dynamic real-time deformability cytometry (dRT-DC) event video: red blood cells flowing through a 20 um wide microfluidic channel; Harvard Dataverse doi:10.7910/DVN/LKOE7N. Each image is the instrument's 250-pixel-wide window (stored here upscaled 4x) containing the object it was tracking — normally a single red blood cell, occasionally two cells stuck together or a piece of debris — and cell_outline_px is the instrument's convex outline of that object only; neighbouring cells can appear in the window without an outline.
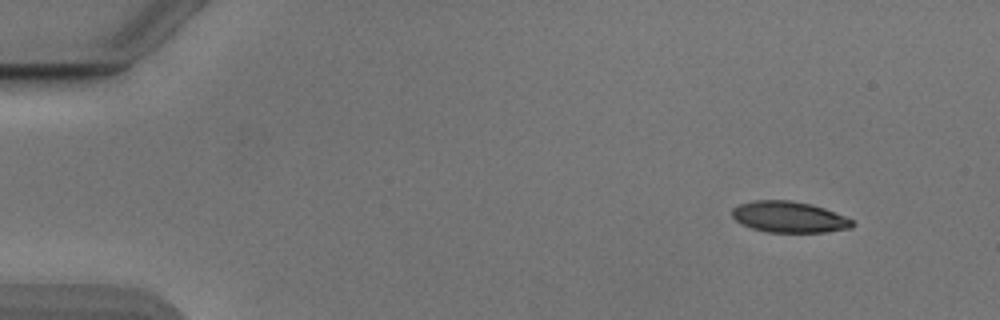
{"species": "Egyptian fruit bat (a non-hibernating species)", "species_latin": "Rousettus aegyptiacus", "temperature_condition": "cold", "stored_images_in_passage": 48, "camera_frame_rate_fps": 3000, "um_per_image_px": 0.085, "animal": {"sex": "male"}, "frame": {"image": 1, "passage_image": 1, "time_ms": 0.0, "image_size_px": [1000, 320], "cell_outline_px": [[856, 224], [852, 228], [824, 232], [768, 232], [752, 228], [740, 224], [732, 216], [732, 208], [740, 204], [752, 200], [792, 200], [812, 204], [824, 208], [844, 216], [852, 220]], "centroid_in_image_um": [67.07, 18.44], "position_along_channel_um": 17.9, "area_um2": 21.91}}
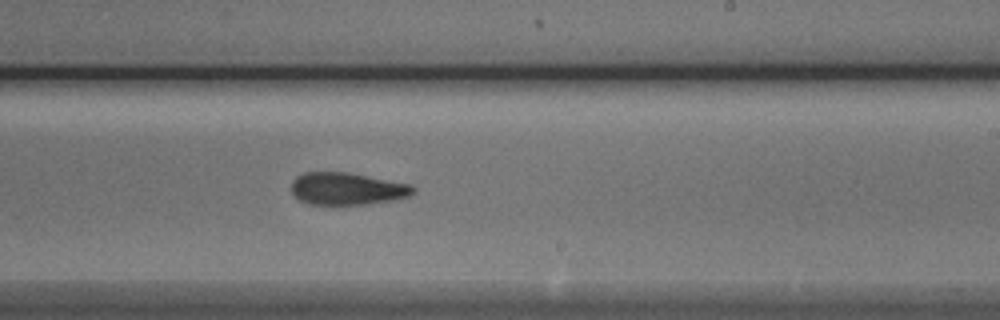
{"frame": {"image": 2, "passage_image": 28, "time_ms": 9.0, "image_size_px": [1000, 320], "cell_outline_px": [[416, 192], [408, 196], [392, 200], [368, 204], [308, 204], [300, 200], [292, 192], [292, 180], [296, 176], [304, 172], [348, 172], [412, 184], [416, 188]], "centroid_in_image_um": [29.53, 16.03], "position_along_channel_um": 259.5, "area_um2": 23.0}}
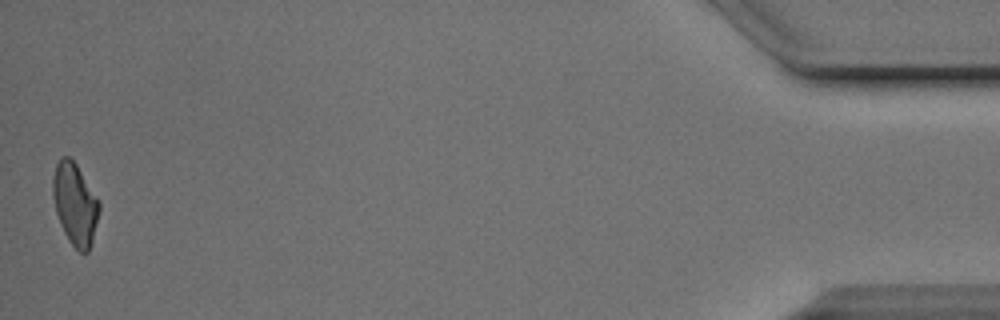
{"frame": {"image": 3, "passage_image": 48, "time_ms": 15.667, "image_size_px": [1000, 320], "cell_outline_px": [[100, 208], [92, 240], [88, 252], [80, 252], [68, 240], [60, 224], [56, 212], [52, 196], [52, 176], [56, 164], [64, 156], [68, 156], [76, 164], [100, 200]], "centroid_in_image_um": [6.37, 17.33], "position_along_channel_um": 428.8, "area_um2": 22.08}, "authors_computed_cell_mechanics": {"area_um2": 23.0044, "velocity_mm_per_s": 3.9004, "shape_relaxation_time_tau1_ms": 7.2343, "shape_relaxation_time_tau2_ms": 4.7784, "deformation_change_tau1": 0.1946, "deformation_change_tau2": 0.137}}